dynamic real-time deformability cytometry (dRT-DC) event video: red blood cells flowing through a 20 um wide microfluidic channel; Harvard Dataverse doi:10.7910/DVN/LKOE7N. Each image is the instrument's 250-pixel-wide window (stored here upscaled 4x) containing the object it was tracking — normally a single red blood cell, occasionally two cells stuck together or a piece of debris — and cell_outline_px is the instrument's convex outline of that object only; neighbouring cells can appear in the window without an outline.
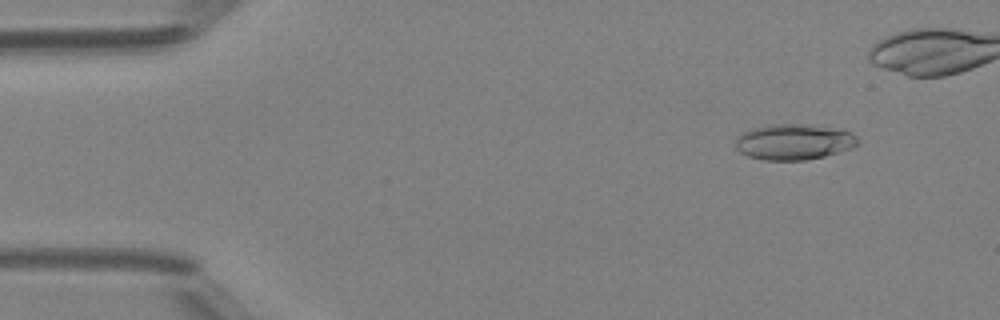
{"species": "Egyptian fruit bat (a non-hibernating species)", "species_latin": "Rousettus aegyptiacus", "temperature_condition": "room temperature", "stored_images_in_passage": 40, "camera_frame_rate_fps": 3000, "um_per_image_px": 0.085, "animal": {"sex": "female"}, "frame": {"image": 1, "passage_image": 5, "time_ms": 1.333, "image_size_px": [1000, 320], "cell_outline_px": [[860, 144], [852, 148], [824, 156], [804, 160], [764, 160], [748, 156], [740, 152], [736, 148], [736, 136], [740, 132], [752, 128], [772, 124], [804, 124], [852, 132], [856, 136]], "centroid_in_image_um": [67.44, 12.06], "position_along_channel_um": 17.6, "area_um2": 25.43}}
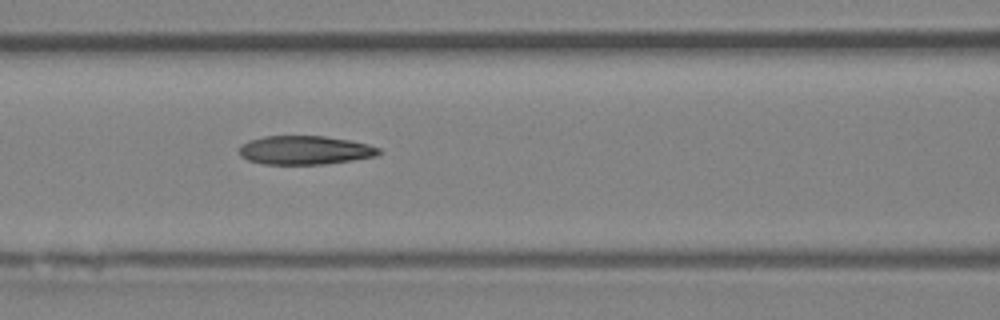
{"frame": {"image": 2, "passage_image": 21, "time_ms": 6.667, "image_size_px": [1000, 320], "cell_outline_px": [[380, 152], [376, 156], [352, 160], [324, 164], [264, 164], [248, 160], [240, 156], [240, 144], [248, 140], [264, 136], [324, 136], [348, 140], [368, 144], [380, 148]], "centroid_in_image_um": [25.89, 12.76], "position_along_channel_um": 140.7, "area_um2": 23.35}}
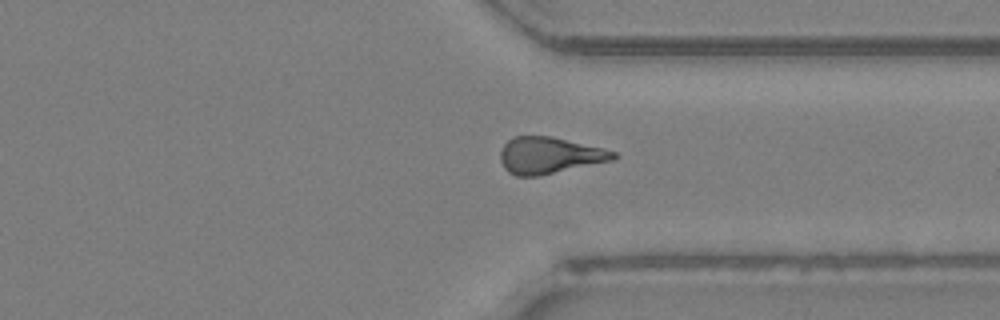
{"frame": {"image": 3, "passage_image": 37, "time_ms": 12.0, "image_size_px": [1000, 320], "cell_outline_px": [[616, 156], [612, 160], [536, 176], [516, 176], [508, 172], [504, 168], [500, 160], [500, 152], [504, 144], [512, 136], [552, 136], [604, 148], [616, 152]], "centroid_in_image_um": [46.66, 13.19], "position_along_channel_um": 364.7, "area_um2": 23.93}}